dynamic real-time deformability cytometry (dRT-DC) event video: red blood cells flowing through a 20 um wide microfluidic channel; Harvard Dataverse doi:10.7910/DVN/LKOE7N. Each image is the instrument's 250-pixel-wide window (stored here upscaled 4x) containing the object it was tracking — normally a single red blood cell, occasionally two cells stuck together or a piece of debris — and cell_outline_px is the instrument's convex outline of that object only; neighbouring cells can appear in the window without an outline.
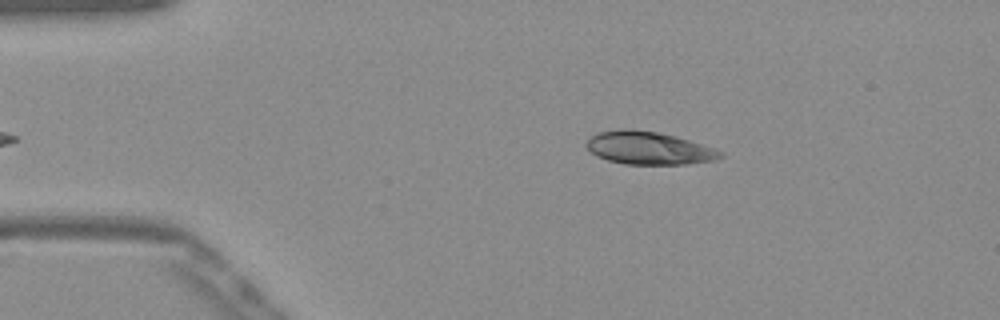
{"species": "Egyptian fruit bat (a non-hibernating species)", "species_latin": "Rousettus aegyptiacus", "temperature_condition": "warm", "stored_images_in_passage": 38, "camera_frame_rate_fps": 3000, "um_per_image_px": 0.085, "frame": {"image": 1, "passage_image": 3, "time_ms": 0.667, "image_size_px": [1000, 320], "cell_outline_px": [[724, 156], [716, 160], [684, 164], [624, 164], [608, 160], [596, 156], [584, 144], [592, 136], [600, 132], [620, 128], [628, 128], [656, 132], [676, 136], [716, 148], [724, 152]], "centroid_in_image_um": [55.18, 12.58], "position_along_channel_um": 29.8, "area_um2": 25.72}}
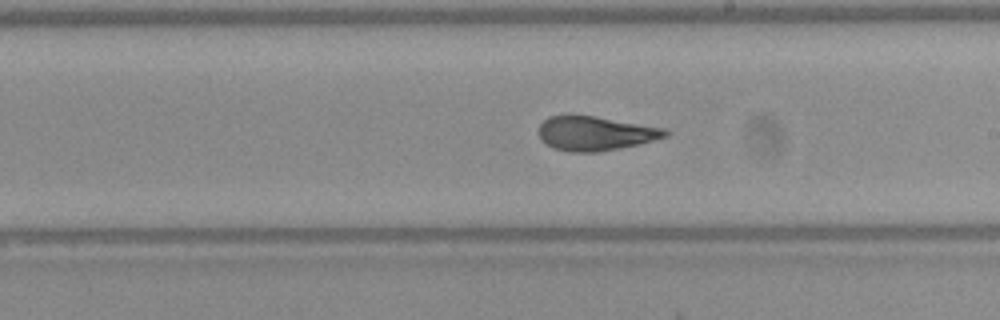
{"frame": {"image": 2, "passage_image": 23, "time_ms": 7.333, "image_size_px": [1000, 320], "cell_outline_px": [[672, 132], [668, 136], [640, 144], [620, 148], [596, 152], [568, 152], [552, 148], [540, 136], [540, 124], [548, 116], [596, 116], [668, 128]], "centroid_in_image_um": [50.69, 11.34], "position_along_channel_um": 238.3, "area_um2": 25.32}}
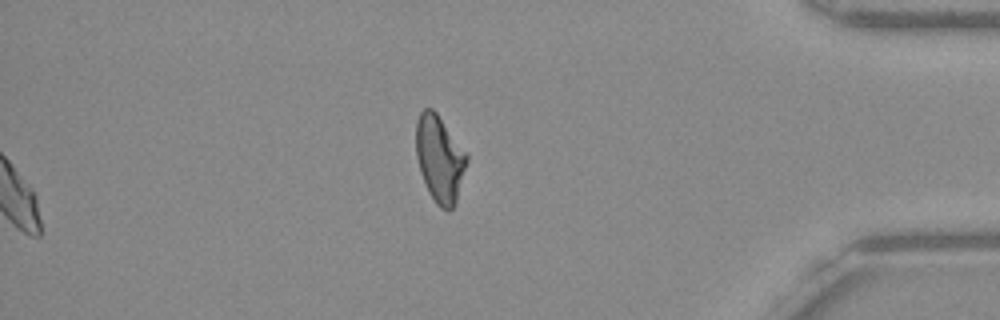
{"frame": {"image": 3, "passage_image": 38, "time_ms": 12.333, "image_size_px": [1000, 320], "cell_outline_px": [[468, 160], [456, 204], [448, 212], [440, 208], [436, 204], [428, 192], [420, 172], [416, 156], [416, 120], [420, 112], [424, 108], [432, 108], [436, 112], [468, 156]], "centroid_in_image_um": [37.36, 13.53], "position_along_channel_um": 397.8, "area_um2": 25.66}, "authors_computed_cell_mechanics": {"area_um2": 25.7499, "velocity_mm_per_s": 3.8968, "shape_relaxation_time_tau1_ms": 5.2333, "shape_relaxation_time_tau2_ms": 1.0249, "deformation_change_tau1": 0.1865, "deformation_change_tau2": 0.0722}}